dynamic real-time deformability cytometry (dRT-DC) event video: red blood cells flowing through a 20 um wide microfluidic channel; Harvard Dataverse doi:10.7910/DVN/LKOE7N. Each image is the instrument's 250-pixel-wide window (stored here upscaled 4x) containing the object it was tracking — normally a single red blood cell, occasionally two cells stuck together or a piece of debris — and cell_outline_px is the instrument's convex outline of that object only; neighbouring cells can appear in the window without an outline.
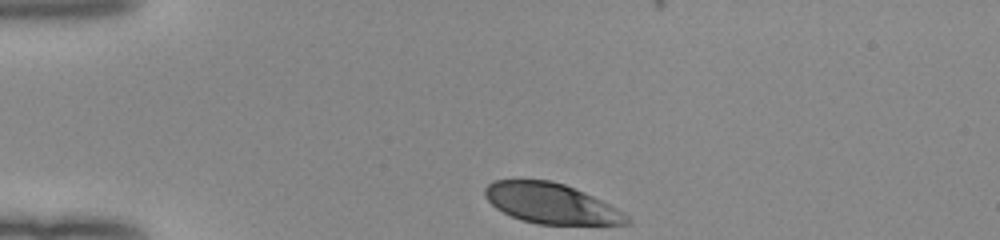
{"species": "human", "species_latin": "Homo sapiens", "temperature_condition": "room temperature", "stored_images_in_passage": 32, "camera_frame_rate_fps": 3000, "um_per_image_px": 0.085, "donor": {"sex": "female"}, "frame": {"image": 1, "passage_image": 1, "time_ms": 0.0, "image_size_px": [1000, 240], "cell_outline_px": [[632, 220], [628, 224], [536, 224], [520, 220], [496, 208], [484, 196], [484, 188], [492, 180], [552, 180], [564, 184], [584, 192], [624, 212]], "centroid_in_image_um": [46.82, 17.29], "position_along_channel_um": 38.2, "area_um2": 33.12}}
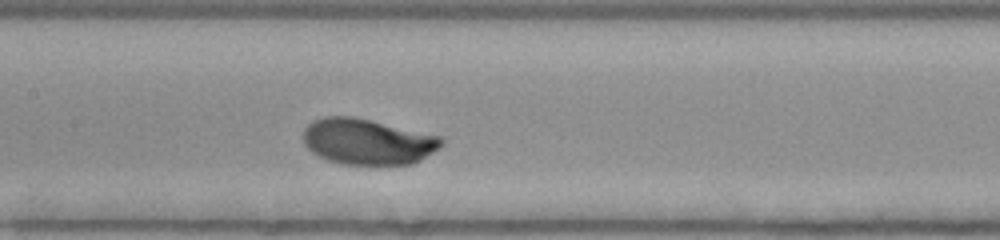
{"frame": {"image": 2, "passage_image": 15, "time_ms": 4.667, "image_size_px": [1000, 240], "cell_outline_px": [[444, 144], [440, 148], [420, 160], [412, 164], [340, 164], [328, 160], [312, 152], [304, 144], [304, 128], [312, 120], [324, 116], [352, 116], [440, 136], [444, 140]], "centroid_in_image_um": [31.24, 12.03], "position_along_channel_um": 176.2, "area_um2": 36.82}}
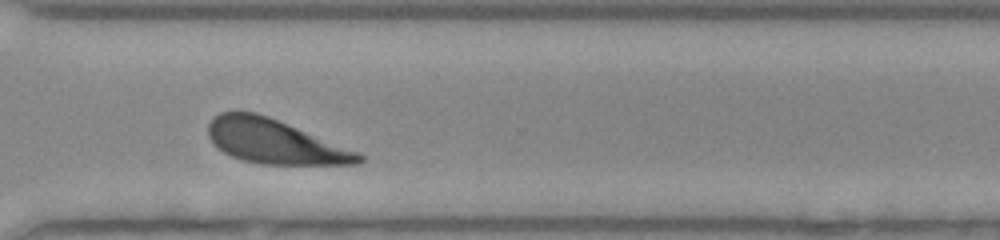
{"frame": {"image": 3, "passage_image": 28, "time_ms": 9.0, "image_size_px": [1000, 240], "cell_outline_px": [[364, 160], [360, 164], [260, 164], [244, 160], [232, 156], [224, 152], [212, 144], [208, 136], [208, 124], [220, 112], [256, 112], [268, 116], [360, 152], [364, 156]], "centroid_in_image_um": [23.36, 12.04], "position_along_channel_um": 347.2, "area_um2": 38.61}, "authors_computed_cell_mechanics": {"area_um2": 37.0498, "velocity_mm_per_s": 3.9405, "shape_relaxation_time_tau1_ms": 2.0928, "shape_relaxation_time_tau2_ms": null, "deformation_change_tau1": 0.1427, "deformation_change_tau2": null}}